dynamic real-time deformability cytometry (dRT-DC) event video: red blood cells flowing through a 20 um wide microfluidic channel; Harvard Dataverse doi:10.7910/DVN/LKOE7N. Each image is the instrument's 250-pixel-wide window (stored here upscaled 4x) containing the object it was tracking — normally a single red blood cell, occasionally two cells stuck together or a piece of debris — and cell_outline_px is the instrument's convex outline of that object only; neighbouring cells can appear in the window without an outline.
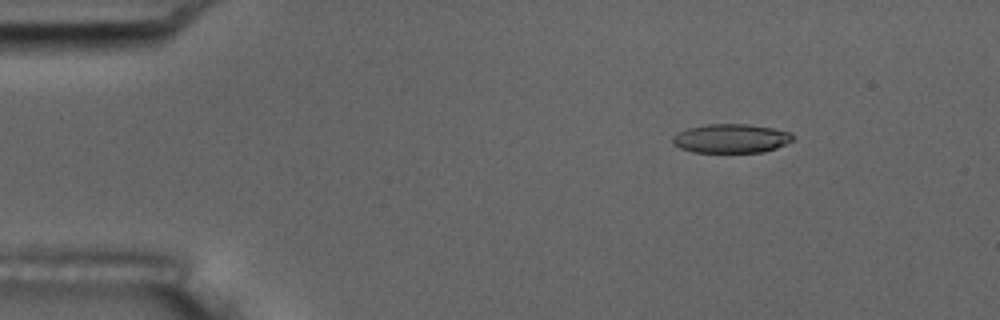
{"species": "common noctule bat (a hibernating species)", "species_latin": "Nyctalus noctula", "temperature_condition": "room temperature", "stored_images_in_passage": 5, "camera_frame_rate_fps": 3000, "um_per_image_px": 0.085, "animal": {"sex": "male", "body_mass_g": 17.5, "forearm_length_mm": 52.3}, "frame": {"image": 1, "passage_image": 3, "time_ms": 2.0, "image_size_px": [1000, 320], "cell_outline_px": [[796, 136], [792, 140], [776, 148], [764, 152], [692, 152], [680, 148], [672, 144], [672, 136], [688, 128], [708, 124], [748, 124], [772, 128], [792, 132]], "centroid_in_image_um": [62.15, 11.77], "position_along_channel_um": 22.8, "area_um2": 20.35}}